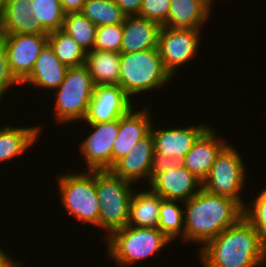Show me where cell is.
<instances>
[{
	"mask_svg": "<svg viewBox=\"0 0 266 267\" xmlns=\"http://www.w3.org/2000/svg\"><path fill=\"white\" fill-rule=\"evenodd\" d=\"M202 29L171 30L161 26L158 38V51L165 69L172 77L179 67L190 62L199 53ZM175 75V76H174Z\"/></svg>",
	"mask_w": 266,
	"mask_h": 267,
	"instance_id": "10",
	"label": "cell"
},
{
	"mask_svg": "<svg viewBox=\"0 0 266 267\" xmlns=\"http://www.w3.org/2000/svg\"><path fill=\"white\" fill-rule=\"evenodd\" d=\"M161 25L139 15L127 16L122 24L120 53H131L154 49L158 46Z\"/></svg>",
	"mask_w": 266,
	"mask_h": 267,
	"instance_id": "19",
	"label": "cell"
},
{
	"mask_svg": "<svg viewBox=\"0 0 266 267\" xmlns=\"http://www.w3.org/2000/svg\"><path fill=\"white\" fill-rule=\"evenodd\" d=\"M209 126L195 141L181 164L202 183L220 152L229 144L217 135L216 128ZM216 133V134H215Z\"/></svg>",
	"mask_w": 266,
	"mask_h": 267,
	"instance_id": "16",
	"label": "cell"
},
{
	"mask_svg": "<svg viewBox=\"0 0 266 267\" xmlns=\"http://www.w3.org/2000/svg\"><path fill=\"white\" fill-rule=\"evenodd\" d=\"M3 1H4V0H0V10H1V8H2Z\"/></svg>",
	"mask_w": 266,
	"mask_h": 267,
	"instance_id": "37",
	"label": "cell"
},
{
	"mask_svg": "<svg viewBox=\"0 0 266 267\" xmlns=\"http://www.w3.org/2000/svg\"><path fill=\"white\" fill-rule=\"evenodd\" d=\"M80 13L96 26L123 24L127 18L115 0H87Z\"/></svg>",
	"mask_w": 266,
	"mask_h": 267,
	"instance_id": "26",
	"label": "cell"
},
{
	"mask_svg": "<svg viewBox=\"0 0 266 267\" xmlns=\"http://www.w3.org/2000/svg\"><path fill=\"white\" fill-rule=\"evenodd\" d=\"M7 54L10 71L21 84L32 72L38 55L48 43V35H0Z\"/></svg>",
	"mask_w": 266,
	"mask_h": 267,
	"instance_id": "13",
	"label": "cell"
},
{
	"mask_svg": "<svg viewBox=\"0 0 266 267\" xmlns=\"http://www.w3.org/2000/svg\"><path fill=\"white\" fill-rule=\"evenodd\" d=\"M0 247V267H20L22 261L15 260Z\"/></svg>",
	"mask_w": 266,
	"mask_h": 267,
	"instance_id": "36",
	"label": "cell"
},
{
	"mask_svg": "<svg viewBox=\"0 0 266 267\" xmlns=\"http://www.w3.org/2000/svg\"><path fill=\"white\" fill-rule=\"evenodd\" d=\"M104 240L107 243L106 254L108 252V257L121 267L132 266L157 255V252L173 242L158 228L128 225L115 230Z\"/></svg>",
	"mask_w": 266,
	"mask_h": 267,
	"instance_id": "3",
	"label": "cell"
},
{
	"mask_svg": "<svg viewBox=\"0 0 266 267\" xmlns=\"http://www.w3.org/2000/svg\"><path fill=\"white\" fill-rule=\"evenodd\" d=\"M90 134L79 144L84 157V170H109L112 167V149L119 130V119L111 122L86 123Z\"/></svg>",
	"mask_w": 266,
	"mask_h": 267,
	"instance_id": "12",
	"label": "cell"
},
{
	"mask_svg": "<svg viewBox=\"0 0 266 267\" xmlns=\"http://www.w3.org/2000/svg\"><path fill=\"white\" fill-rule=\"evenodd\" d=\"M156 166L154 138L150 131L135 144L134 148L125 157L119 159L109 170L124 180L139 184L142 180L150 182Z\"/></svg>",
	"mask_w": 266,
	"mask_h": 267,
	"instance_id": "15",
	"label": "cell"
},
{
	"mask_svg": "<svg viewBox=\"0 0 266 267\" xmlns=\"http://www.w3.org/2000/svg\"><path fill=\"white\" fill-rule=\"evenodd\" d=\"M41 125L28 127H12L11 125H4L0 127V162H8L11 159L25 154L33 147V143L38 142L40 137Z\"/></svg>",
	"mask_w": 266,
	"mask_h": 267,
	"instance_id": "22",
	"label": "cell"
},
{
	"mask_svg": "<svg viewBox=\"0 0 266 267\" xmlns=\"http://www.w3.org/2000/svg\"><path fill=\"white\" fill-rule=\"evenodd\" d=\"M95 84L85 65L68 68L64 81L54 90V119L60 124L83 121Z\"/></svg>",
	"mask_w": 266,
	"mask_h": 267,
	"instance_id": "7",
	"label": "cell"
},
{
	"mask_svg": "<svg viewBox=\"0 0 266 267\" xmlns=\"http://www.w3.org/2000/svg\"><path fill=\"white\" fill-rule=\"evenodd\" d=\"M130 201V211L128 226L157 228L159 223V212L161 197L153 192L150 187L148 190L137 191Z\"/></svg>",
	"mask_w": 266,
	"mask_h": 267,
	"instance_id": "23",
	"label": "cell"
},
{
	"mask_svg": "<svg viewBox=\"0 0 266 267\" xmlns=\"http://www.w3.org/2000/svg\"><path fill=\"white\" fill-rule=\"evenodd\" d=\"M122 36V24L97 26L93 49L120 53Z\"/></svg>",
	"mask_w": 266,
	"mask_h": 267,
	"instance_id": "31",
	"label": "cell"
},
{
	"mask_svg": "<svg viewBox=\"0 0 266 267\" xmlns=\"http://www.w3.org/2000/svg\"><path fill=\"white\" fill-rule=\"evenodd\" d=\"M172 78L163 66L158 48L120 53L119 85L130 97L162 88Z\"/></svg>",
	"mask_w": 266,
	"mask_h": 267,
	"instance_id": "4",
	"label": "cell"
},
{
	"mask_svg": "<svg viewBox=\"0 0 266 267\" xmlns=\"http://www.w3.org/2000/svg\"><path fill=\"white\" fill-rule=\"evenodd\" d=\"M133 109L119 118V130L112 149V166L150 132L153 121L149 108Z\"/></svg>",
	"mask_w": 266,
	"mask_h": 267,
	"instance_id": "17",
	"label": "cell"
},
{
	"mask_svg": "<svg viewBox=\"0 0 266 267\" xmlns=\"http://www.w3.org/2000/svg\"><path fill=\"white\" fill-rule=\"evenodd\" d=\"M132 99L120 85H95L87 113L86 123L111 122L134 107Z\"/></svg>",
	"mask_w": 266,
	"mask_h": 267,
	"instance_id": "14",
	"label": "cell"
},
{
	"mask_svg": "<svg viewBox=\"0 0 266 267\" xmlns=\"http://www.w3.org/2000/svg\"><path fill=\"white\" fill-rule=\"evenodd\" d=\"M85 66L95 85H119L120 53L92 49L86 53Z\"/></svg>",
	"mask_w": 266,
	"mask_h": 267,
	"instance_id": "24",
	"label": "cell"
},
{
	"mask_svg": "<svg viewBox=\"0 0 266 267\" xmlns=\"http://www.w3.org/2000/svg\"><path fill=\"white\" fill-rule=\"evenodd\" d=\"M179 203L183 202L163 199L161 197L159 223L157 228L172 241L179 237L181 241H183L184 209L180 208L183 206H179Z\"/></svg>",
	"mask_w": 266,
	"mask_h": 267,
	"instance_id": "27",
	"label": "cell"
},
{
	"mask_svg": "<svg viewBox=\"0 0 266 267\" xmlns=\"http://www.w3.org/2000/svg\"><path fill=\"white\" fill-rule=\"evenodd\" d=\"M236 149L230 143L220 152L203 181L202 188L208 193L233 199L244 208L245 201L241 194L248 176L244 159Z\"/></svg>",
	"mask_w": 266,
	"mask_h": 267,
	"instance_id": "8",
	"label": "cell"
},
{
	"mask_svg": "<svg viewBox=\"0 0 266 267\" xmlns=\"http://www.w3.org/2000/svg\"><path fill=\"white\" fill-rule=\"evenodd\" d=\"M170 0H143L139 16L163 26L168 20Z\"/></svg>",
	"mask_w": 266,
	"mask_h": 267,
	"instance_id": "32",
	"label": "cell"
},
{
	"mask_svg": "<svg viewBox=\"0 0 266 267\" xmlns=\"http://www.w3.org/2000/svg\"><path fill=\"white\" fill-rule=\"evenodd\" d=\"M115 2L127 16H130L139 14L143 0H115Z\"/></svg>",
	"mask_w": 266,
	"mask_h": 267,
	"instance_id": "34",
	"label": "cell"
},
{
	"mask_svg": "<svg viewBox=\"0 0 266 267\" xmlns=\"http://www.w3.org/2000/svg\"><path fill=\"white\" fill-rule=\"evenodd\" d=\"M95 185L100 204L99 228L107 231L108 237L127 226L130 201L137 187L110 170H95Z\"/></svg>",
	"mask_w": 266,
	"mask_h": 267,
	"instance_id": "5",
	"label": "cell"
},
{
	"mask_svg": "<svg viewBox=\"0 0 266 267\" xmlns=\"http://www.w3.org/2000/svg\"><path fill=\"white\" fill-rule=\"evenodd\" d=\"M31 0H4L0 10V35H48L33 17Z\"/></svg>",
	"mask_w": 266,
	"mask_h": 267,
	"instance_id": "18",
	"label": "cell"
},
{
	"mask_svg": "<svg viewBox=\"0 0 266 267\" xmlns=\"http://www.w3.org/2000/svg\"><path fill=\"white\" fill-rule=\"evenodd\" d=\"M68 67L65 66L54 53L49 43L45 45L38 55L31 74L21 83L30 84L39 89H49L53 92L64 81Z\"/></svg>",
	"mask_w": 266,
	"mask_h": 267,
	"instance_id": "21",
	"label": "cell"
},
{
	"mask_svg": "<svg viewBox=\"0 0 266 267\" xmlns=\"http://www.w3.org/2000/svg\"><path fill=\"white\" fill-rule=\"evenodd\" d=\"M153 125L152 123L150 131L154 138L157 164L181 162L199 136L210 126V124H199L198 126L158 129L156 125Z\"/></svg>",
	"mask_w": 266,
	"mask_h": 267,
	"instance_id": "11",
	"label": "cell"
},
{
	"mask_svg": "<svg viewBox=\"0 0 266 267\" xmlns=\"http://www.w3.org/2000/svg\"><path fill=\"white\" fill-rule=\"evenodd\" d=\"M21 85L15 77L12 75L7 60V54L4 47L2 38L0 37V101L2 102V97L10 87ZM1 104V103H0Z\"/></svg>",
	"mask_w": 266,
	"mask_h": 267,
	"instance_id": "33",
	"label": "cell"
},
{
	"mask_svg": "<svg viewBox=\"0 0 266 267\" xmlns=\"http://www.w3.org/2000/svg\"><path fill=\"white\" fill-rule=\"evenodd\" d=\"M31 3L33 17L47 33L62 29L66 13L60 0H31Z\"/></svg>",
	"mask_w": 266,
	"mask_h": 267,
	"instance_id": "29",
	"label": "cell"
},
{
	"mask_svg": "<svg viewBox=\"0 0 266 267\" xmlns=\"http://www.w3.org/2000/svg\"><path fill=\"white\" fill-rule=\"evenodd\" d=\"M48 43L55 56L68 68L85 65L86 52L62 29L48 33Z\"/></svg>",
	"mask_w": 266,
	"mask_h": 267,
	"instance_id": "25",
	"label": "cell"
},
{
	"mask_svg": "<svg viewBox=\"0 0 266 267\" xmlns=\"http://www.w3.org/2000/svg\"><path fill=\"white\" fill-rule=\"evenodd\" d=\"M62 206L83 223L99 229L100 204L96 193L95 170L57 175Z\"/></svg>",
	"mask_w": 266,
	"mask_h": 267,
	"instance_id": "6",
	"label": "cell"
},
{
	"mask_svg": "<svg viewBox=\"0 0 266 267\" xmlns=\"http://www.w3.org/2000/svg\"><path fill=\"white\" fill-rule=\"evenodd\" d=\"M183 242L203 248L222 231L243 218L244 208L235 200L208 193L201 189L195 196L183 202Z\"/></svg>",
	"mask_w": 266,
	"mask_h": 267,
	"instance_id": "2",
	"label": "cell"
},
{
	"mask_svg": "<svg viewBox=\"0 0 266 267\" xmlns=\"http://www.w3.org/2000/svg\"><path fill=\"white\" fill-rule=\"evenodd\" d=\"M243 217L258 231L261 242L266 246V188L249 204L245 203Z\"/></svg>",
	"mask_w": 266,
	"mask_h": 267,
	"instance_id": "30",
	"label": "cell"
},
{
	"mask_svg": "<svg viewBox=\"0 0 266 267\" xmlns=\"http://www.w3.org/2000/svg\"><path fill=\"white\" fill-rule=\"evenodd\" d=\"M168 20L163 25L171 30L202 29L210 19L213 3L209 0H170Z\"/></svg>",
	"mask_w": 266,
	"mask_h": 267,
	"instance_id": "20",
	"label": "cell"
},
{
	"mask_svg": "<svg viewBox=\"0 0 266 267\" xmlns=\"http://www.w3.org/2000/svg\"><path fill=\"white\" fill-rule=\"evenodd\" d=\"M148 185L163 199L181 202L189 200L202 189V182L181 162L157 164Z\"/></svg>",
	"mask_w": 266,
	"mask_h": 267,
	"instance_id": "9",
	"label": "cell"
},
{
	"mask_svg": "<svg viewBox=\"0 0 266 267\" xmlns=\"http://www.w3.org/2000/svg\"><path fill=\"white\" fill-rule=\"evenodd\" d=\"M62 30L72 36L86 53L93 49L97 26L80 12L67 13Z\"/></svg>",
	"mask_w": 266,
	"mask_h": 267,
	"instance_id": "28",
	"label": "cell"
},
{
	"mask_svg": "<svg viewBox=\"0 0 266 267\" xmlns=\"http://www.w3.org/2000/svg\"><path fill=\"white\" fill-rule=\"evenodd\" d=\"M86 1L87 0H60L64 12L66 14L81 12L83 5Z\"/></svg>",
	"mask_w": 266,
	"mask_h": 267,
	"instance_id": "35",
	"label": "cell"
},
{
	"mask_svg": "<svg viewBox=\"0 0 266 267\" xmlns=\"http://www.w3.org/2000/svg\"><path fill=\"white\" fill-rule=\"evenodd\" d=\"M199 250L202 267H262L266 263V246L244 217Z\"/></svg>",
	"mask_w": 266,
	"mask_h": 267,
	"instance_id": "1",
	"label": "cell"
}]
</instances>
